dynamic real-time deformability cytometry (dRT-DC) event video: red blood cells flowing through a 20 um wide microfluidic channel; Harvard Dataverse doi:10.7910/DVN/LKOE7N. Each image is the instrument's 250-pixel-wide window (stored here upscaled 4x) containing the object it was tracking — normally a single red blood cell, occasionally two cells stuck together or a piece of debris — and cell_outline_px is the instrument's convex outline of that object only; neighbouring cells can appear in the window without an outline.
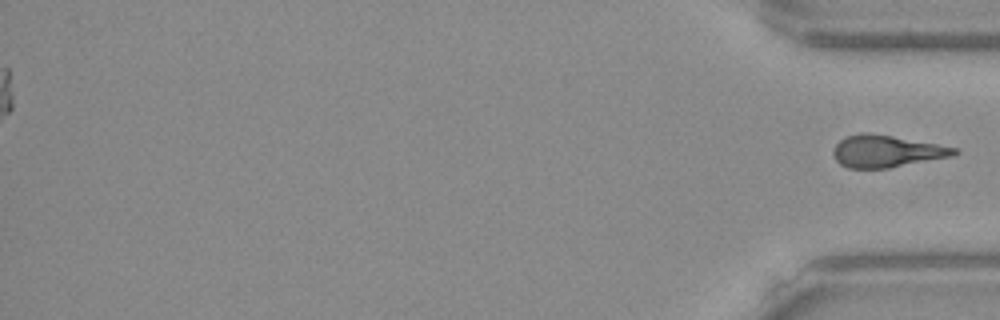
{"species": "Egyptian fruit bat (a non-hibernating species)", "species_latin": "Rousettus aegyptiacus", "temperature_condition": "warm", "stored_images_in_passage": 54, "segment_of_instrument_passage": [2, 2], "camera_frame_rate_fps": 3000, "um_per_image_px": 0.085, "frame": {"image": 1, "passage_image": 54, "time_ms": 17.667, "image_size_px": [1000, 320], "cell_outline_px": [[960, 152], [952, 156], [888, 168], [848, 168], [840, 164], [836, 160], [832, 152], [836, 144], [844, 136], [860, 132], [868, 132], [892, 136], [960, 148]], "centroid_in_image_um": [75.34, 12.84], "position_along_channel_um": 359.9, "area_um2": 22.66}}